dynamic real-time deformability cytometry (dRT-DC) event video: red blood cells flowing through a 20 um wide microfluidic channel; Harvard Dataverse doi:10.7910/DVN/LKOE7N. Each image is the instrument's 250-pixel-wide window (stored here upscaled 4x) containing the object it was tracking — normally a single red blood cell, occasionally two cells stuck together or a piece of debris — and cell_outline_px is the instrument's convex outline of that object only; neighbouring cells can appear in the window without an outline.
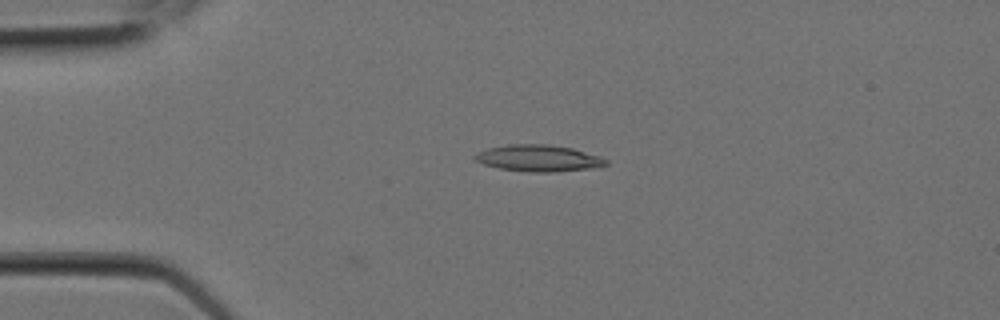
{"species": "Egyptian fruit bat (a non-hibernating species)", "species_latin": "Rousettus aegyptiacus", "temperature_condition": "room temperature", "stored_images_in_passage": 3, "camera_frame_rate_fps": 3000, "um_per_image_px": 0.085, "animal": {"sex": "female"}, "frame": {"image": 1, "passage_image": 3, "time_ms": 0.667, "image_size_px": [1000, 320], "cell_outline_px": [[608, 164], [592, 168], [556, 172], [528, 172], [500, 168], [484, 164], [476, 160], [472, 156], [476, 152], [488, 148], [508, 144], [548, 144], [572, 148], [600, 156], [608, 160]], "centroid_in_image_um": [45.77, 13.44], "position_along_channel_um": 39.2, "area_um2": 20.35}}